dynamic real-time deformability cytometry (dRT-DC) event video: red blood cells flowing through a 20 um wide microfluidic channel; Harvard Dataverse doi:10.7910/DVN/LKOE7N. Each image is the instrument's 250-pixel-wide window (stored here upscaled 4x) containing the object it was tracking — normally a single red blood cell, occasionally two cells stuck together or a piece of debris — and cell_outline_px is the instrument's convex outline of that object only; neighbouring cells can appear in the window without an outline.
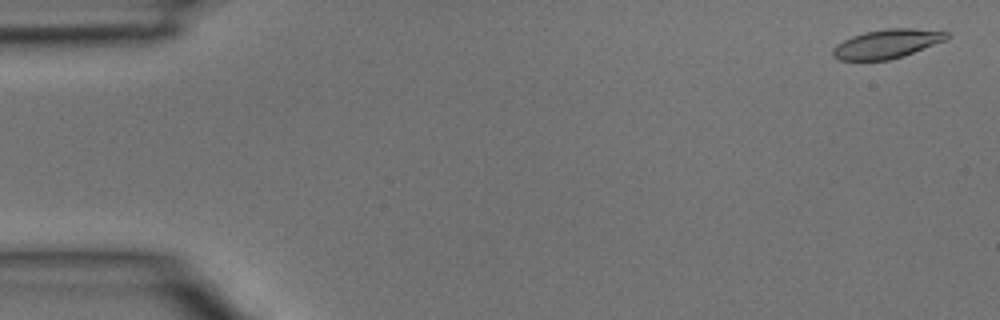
{"species": "common noctule bat (a hibernating species)", "species_latin": "Nyctalus noctula", "temperature_condition": "room temperature", "stored_images_in_passage": 3, "camera_frame_rate_fps": 3000, "um_per_image_px": 0.085, "animal": {"sex": "male", "body_mass_g": 15.6}, "frame": {"image": 1, "passage_image": 1, "time_ms": 0.0, "image_size_px": [1000, 320], "cell_outline_px": [[952, 36], [948, 40], [904, 56], [888, 60], [840, 60], [832, 56], [832, 48], [836, 44], [852, 36], [864, 32], [888, 28], [912, 28], [948, 32]], "centroid_in_image_um": [75.43, 3.72], "position_along_channel_um": 9.6, "area_um2": 19.48}}